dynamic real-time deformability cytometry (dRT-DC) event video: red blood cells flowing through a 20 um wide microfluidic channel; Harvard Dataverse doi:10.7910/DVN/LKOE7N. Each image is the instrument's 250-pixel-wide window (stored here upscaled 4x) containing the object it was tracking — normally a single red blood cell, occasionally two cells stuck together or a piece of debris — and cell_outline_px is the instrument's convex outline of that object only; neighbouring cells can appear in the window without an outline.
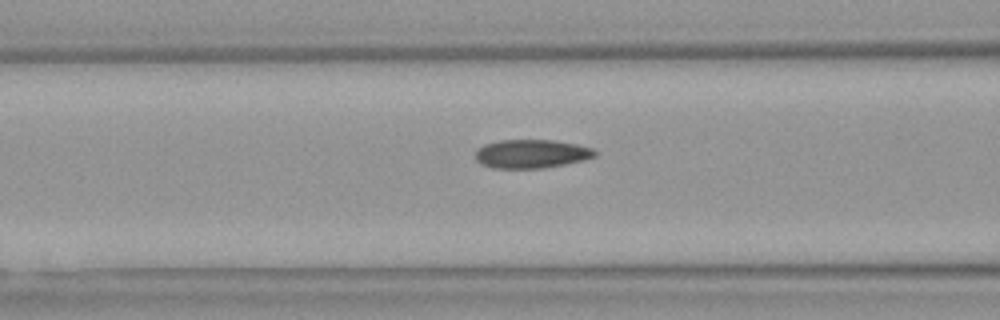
{"species": "Egyptian fruit bat (a non-hibernating species)", "species_latin": "Rousettus aegyptiacus", "temperature_condition": "warm", "stored_images_in_passage": 15, "camera_frame_rate_fps": 3000, "um_per_image_px": 0.085, "animal": {"sex": "female"}, "frame": {"image": 1, "passage_image": 13, "time_ms": 4.0, "image_size_px": [1000, 320], "cell_outline_px": [[596, 156], [584, 160], [544, 168], [492, 168], [480, 164], [476, 160], [476, 148], [484, 144], [500, 140], [552, 140], [576, 144], [592, 148], [596, 152]], "centroid_in_image_um": [45.14, 13.07], "position_along_channel_um": 121.5, "area_um2": 20.0}}